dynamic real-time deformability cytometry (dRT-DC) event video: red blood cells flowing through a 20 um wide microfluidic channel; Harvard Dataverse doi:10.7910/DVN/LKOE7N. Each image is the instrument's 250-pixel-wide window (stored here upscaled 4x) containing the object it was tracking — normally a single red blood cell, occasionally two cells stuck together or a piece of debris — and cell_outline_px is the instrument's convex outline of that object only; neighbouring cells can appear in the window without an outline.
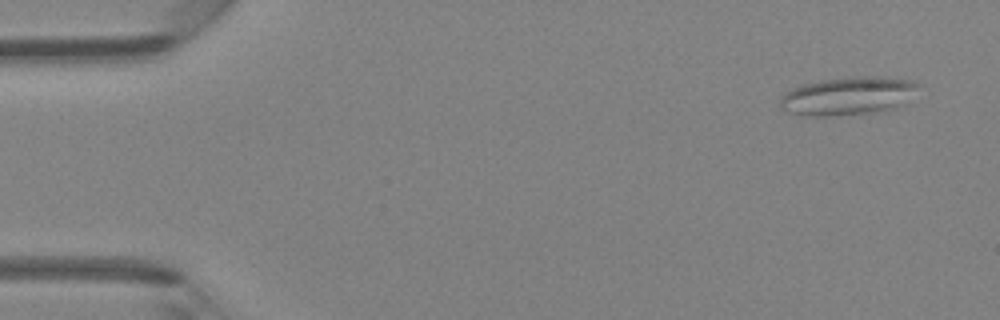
{"species": "Egyptian fruit bat (a non-hibernating species)", "species_latin": "Rousettus aegyptiacus", "temperature_condition": "room temperature", "stored_images_in_passage": 44, "camera_frame_rate_fps": 3000, "um_per_image_px": 0.085, "animal": {"sex": "female"}, "frame": {"image": 1, "passage_image": 1, "time_ms": 0.0, "image_size_px": [1000, 320], "cell_outline_px": [[920, 84], [904, 104], [896, 108], [880, 112], [828, 116], [804, 116], [780, 108], [780, 96], [804, 84], [820, 80], [852, 76], [880, 76], [916, 80]], "centroid_in_image_um": [72.13, 8.15], "position_along_channel_um": 12.9, "area_um2": 30.92}}
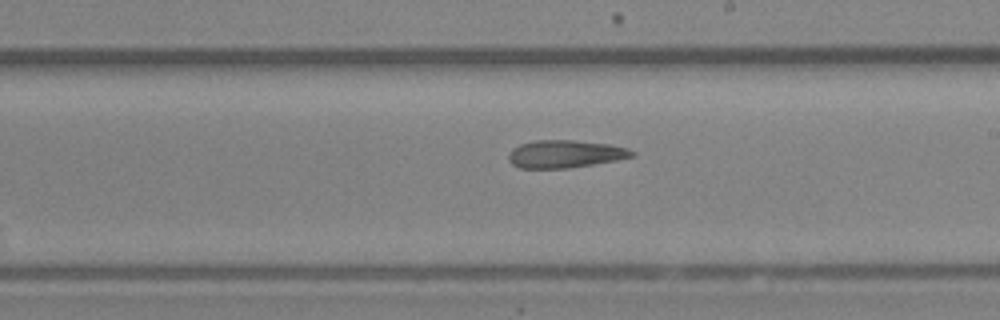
{"frame": {"image": 2, "passage_image": 25, "time_ms": 8.0, "image_size_px": [1000, 320], "cell_outline_px": [[636, 152], [632, 156], [616, 160], [568, 168], [520, 168], [512, 164], [508, 160], [508, 152], [512, 148], [520, 144], [536, 140], [572, 140], [608, 144], [628, 148]], "centroid_in_image_um": [47.99, 13.08], "position_along_channel_um": 241.0, "area_um2": 19.83}}
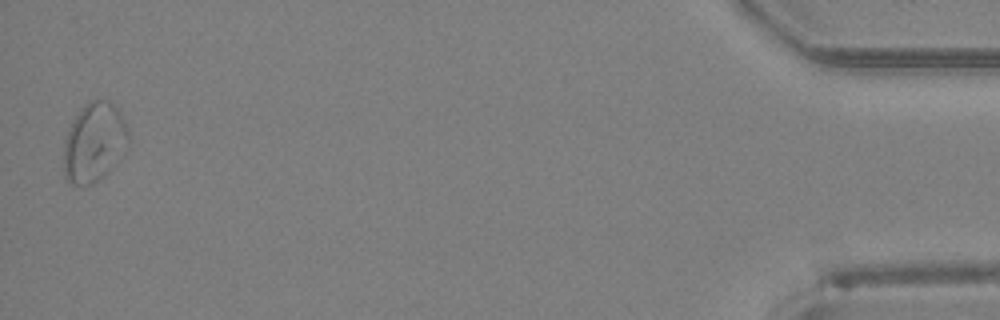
{"frame": {"image": 3, "passage_image": 44, "time_ms": 14.333, "image_size_px": [1000, 320], "cell_outline_px": [[128, 140], [104, 176], [92, 184], [72, 184], [64, 176], [64, 140], [72, 120], [80, 108], [84, 104], [92, 100], [108, 100], [120, 112], [124, 120], [128, 132]], "centroid_in_image_um": [7.95, 12.06], "position_along_channel_um": 427.3, "area_um2": 29.19}, "authors_computed_cell_mechanics": {"area_um2": 22.2819, "velocity_mm_per_s": 4.356, "shape_relaxation_time_tau1_ms": null, "shape_relaxation_time_tau2_ms": 4.9484, "deformation_change_tau1": null, "deformation_change_tau2": 0.1465}}